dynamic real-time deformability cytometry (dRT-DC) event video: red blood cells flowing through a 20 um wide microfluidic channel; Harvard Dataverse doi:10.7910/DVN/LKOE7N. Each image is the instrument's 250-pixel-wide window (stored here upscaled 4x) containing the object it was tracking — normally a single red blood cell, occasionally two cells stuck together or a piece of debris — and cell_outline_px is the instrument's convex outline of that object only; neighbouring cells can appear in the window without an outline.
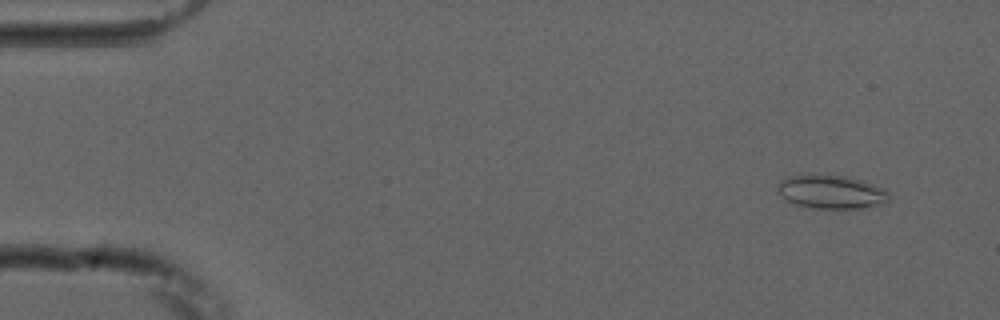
{"species": "common noctule bat (a hibernating species)", "species_latin": "Nyctalus noctula", "temperature_condition": "cold", "stored_images_in_passage": 54, "camera_frame_rate_fps": 3000, "um_per_image_px": 0.085, "animal": {"sex": "male", "forearm_length_mm": 52.5}, "frame": {"image": 1, "passage_image": 4, "time_ms": 1.0, "image_size_px": [1000, 320], "cell_outline_px": [[888, 200], [884, 204], [860, 208], [812, 208], [796, 204], [788, 200], [776, 192], [776, 188], [784, 180], [792, 176], [812, 172], [844, 176], [860, 180], [884, 188], [888, 192]], "centroid_in_image_um": [70.65, 16.29], "position_along_channel_um": 14.4, "area_um2": 21.91}}
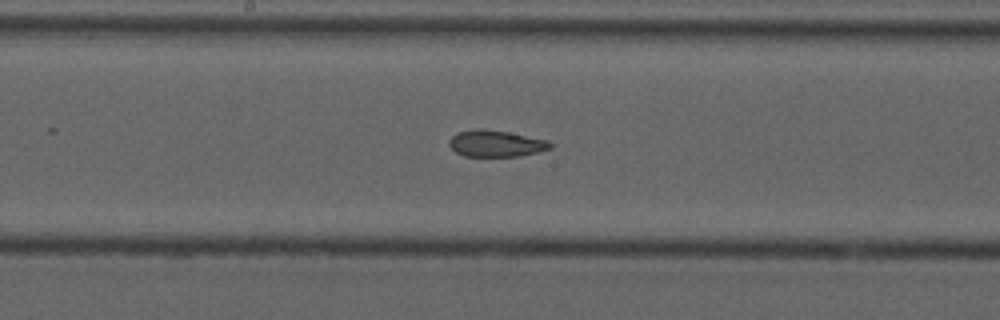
{"frame": {"image": 2, "passage_image": 28, "time_ms": 9.0, "image_size_px": [1000, 320], "cell_outline_px": [[552, 148], [540, 152], [520, 156], [464, 156], [456, 152], [448, 144], [448, 140], [452, 136], [460, 132], [476, 128], [484, 128], [508, 132], [548, 140], [552, 144]], "centroid_in_image_um": [42.17, 12.2], "position_along_channel_um": 206.0, "area_um2": 15.72}}
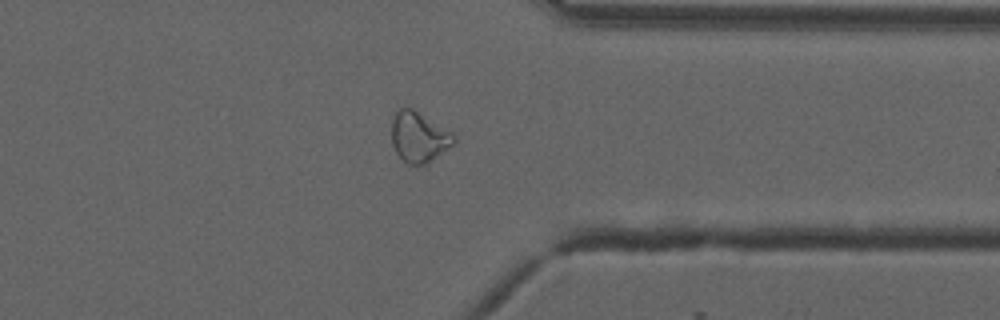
{"frame": {"image": 3, "passage_image": 42, "time_ms": 13.667, "image_size_px": [1000, 320], "cell_outline_px": [[456, 140], [452, 144], [428, 164], [408, 164], [396, 152], [392, 144], [392, 120], [396, 112], [400, 108], [412, 108], [452, 132], [456, 136]], "centroid_in_image_um": [35.61, 11.65], "position_along_channel_um": 375.8, "area_um2": 18.03}, "authors_computed_cell_mechanics": {"area_um2": 18.5827, "velocity_mm_per_s": 3.7501, "shape_relaxation_time_tau1_ms": null, "shape_relaxation_time_tau2_ms": 2.4476, "deformation_change_tau1": null, "deformation_change_tau2": 0.0865}}